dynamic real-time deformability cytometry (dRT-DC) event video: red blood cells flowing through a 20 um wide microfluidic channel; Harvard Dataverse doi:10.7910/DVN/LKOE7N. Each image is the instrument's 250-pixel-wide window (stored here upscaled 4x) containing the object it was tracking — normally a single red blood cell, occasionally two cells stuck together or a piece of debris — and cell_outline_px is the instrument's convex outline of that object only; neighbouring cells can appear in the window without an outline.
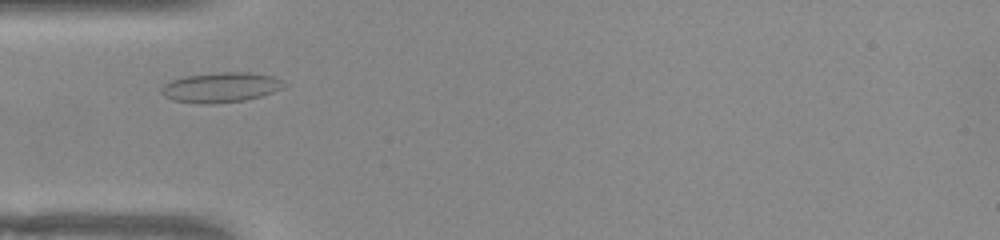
{"species": "common noctule bat (a hibernating species)", "species_latin": "Nyctalus noctula", "temperature_condition": "warm", "stored_images_in_passage": 37, "camera_frame_rate_fps": 3000, "um_per_image_px": 0.085, "animal": {"sex": "female", "body_mass_g": 22.0, "forearm_length_mm": 56.7}, "frame": {"image": 1, "passage_image": 1, "time_ms": 0.0, "image_size_px": [1000, 240], "cell_outline_px": [[288, 84], [284, 88], [260, 96], [244, 100], [212, 104], [200, 104], [172, 100], [164, 96], [160, 92], [160, 88], [164, 84], [172, 80], [184, 76], [220, 72], [248, 72], [272, 76]], "centroid_in_image_um": [18.74, 7.43], "position_along_channel_um": 66.3, "area_um2": 21.5}}
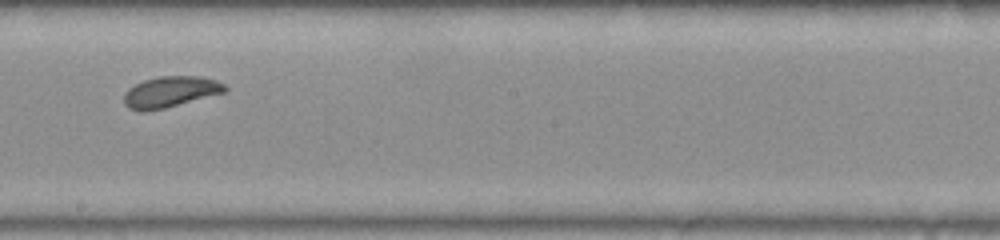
{"frame": {"image": 2, "passage_image": 14, "time_ms": 4.333, "image_size_px": [1000, 240], "cell_outline_px": [[228, 88], [224, 92], [164, 108], [144, 112], [140, 112], [128, 108], [124, 104], [124, 92], [128, 88], [144, 80], [160, 76], [200, 76], [216, 80], [224, 84]], "centroid_in_image_um": [14.44, 7.81], "position_along_channel_um": 233.8, "area_um2": 18.15}}
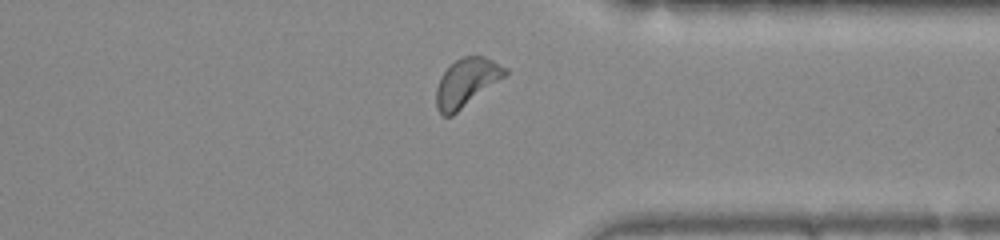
{"frame": {"image": 3, "passage_image": 25, "time_ms": 8.0, "image_size_px": [1000, 240], "cell_outline_px": [[508, 72], [504, 76], [452, 116], [444, 116], [436, 108], [436, 88], [440, 76], [456, 60], [464, 56], [484, 56], [508, 68]], "centroid_in_image_um": [39.63, 7.01], "position_along_channel_um": 371.8, "area_um2": 18.96}, "authors_computed_cell_mechanics": {"area_um2": 18.3804, "velocity_mm_per_s": 3.8765, "shape_relaxation_time_tau1_ms": 2.4365, "shape_relaxation_time_tau2_ms": 1.6699, "deformation_change_tau1": 0.1103, "deformation_change_tau2": 0.0522}}